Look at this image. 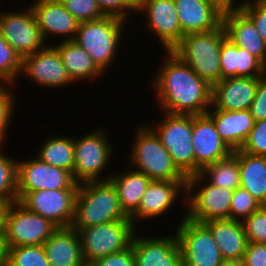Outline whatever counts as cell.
Here are the masks:
<instances>
[{"instance_id": "6da1fadb", "label": "cell", "mask_w": 266, "mask_h": 266, "mask_svg": "<svg viewBox=\"0 0 266 266\" xmlns=\"http://www.w3.org/2000/svg\"><path fill=\"white\" fill-rule=\"evenodd\" d=\"M164 54L159 71L149 81L161 112L206 114L212 105V86L172 51H164Z\"/></svg>"}, {"instance_id": "7a4b0ae2", "label": "cell", "mask_w": 266, "mask_h": 266, "mask_svg": "<svg viewBox=\"0 0 266 266\" xmlns=\"http://www.w3.org/2000/svg\"><path fill=\"white\" fill-rule=\"evenodd\" d=\"M128 218L121 209L117 190L110 180L79 184L72 228L79 230Z\"/></svg>"}, {"instance_id": "3957f363", "label": "cell", "mask_w": 266, "mask_h": 266, "mask_svg": "<svg viewBox=\"0 0 266 266\" xmlns=\"http://www.w3.org/2000/svg\"><path fill=\"white\" fill-rule=\"evenodd\" d=\"M137 126L127 165L151 180H187L156 133L147 124Z\"/></svg>"}, {"instance_id": "277c9868", "label": "cell", "mask_w": 266, "mask_h": 266, "mask_svg": "<svg viewBox=\"0 0 266 266\" xmlns=\"http://www.w3.org/2000/svg\"><path fill=\"white\" fill-rule=\"evenodd\" d=\"M226 37L225 28L221 24L213 31L184 35L172 52L201 79L214 86L221 80L220 50Z\"/></svg>"}, {"instance_id": "5b68a950", "label": "cell", "mask_w": 266, "mask_h": 266, "mask_svg": "<svg viewBox=\"0 0 266 266\" xmlns=\"http://www.w3.org/2000/svg\"><path fill=\"white\" fill-rule=\"evenodd\" d=\"M126 20L114 16L79 23L73 41L87 51L97 67L107 74L112 66L125 32ZM121 39V40H120ZM120 44V45H119Z\"/></svg>"}, {"instance_id": "8992f818", "label": "cell", "mask_w": 266, "mask_h": 266, "mask_svg": "<svg viewBox=\"0 0 266 266\" xmlns=\"http://www.w3.org/2000/svg\"><path fill=\"white\" fill-rule=\"evenodd\" d=\"M106 131V128L104 130V127H100L79 138L74 137L73 179L76 183L109 180V174H102L106 166L110 165L114 148Z\"/></svg>"}, {"instance_id": "52a82bcc", "label": "cell", "mask_w": 266, "mask_h": 266, "mask_svg": "<svg viewBox=\"0 0 266 266\" xmlns=\"http://www.w3.org/2000/svg\"><path fill=\"white\" fill-rule=\"evenodd\" d=\"M159 122L147 124L167 149L174 164L186 176L195 175V157L192 144L193 115L170 114Z\"/></svg>"}, {"instance_id": "ba28073f", "label": "cell", "mask_w": 266, "mask_h": 266, "mask_svg": "<svg viewBox=\"0 0 266 266\" xmlns=\"http://www.w3.org/2000/svg\"><path fill=\"white\" fill-rule=\"evenodd\" d=\"M137 227L132 220L112 221L77 231L85 263L123 251L131 246Z\"/></svg>"}, {"instance_id": "9c48e42d", "label": "cell", "mask_w": 266, "mask_h": 266, "mask_svg": "<svg viewBox=\"0 0 266 266\" xmlns=\"http://www.w3.org/2000/svg\"><path fill=\"white\" fill-rule=\"evenodd\" d=\"M233 193L208 183L200 174L187 177L186 217L199 223L229 219Z\"/></svg>"}, {"instance_id": "30bf717a", "label": "cell", "mask_w": 266, "mask_h": 266, "mask_svg": "<svg viewBox=\"0 0 266 266\" xmlns=\"http://www.w3.org/2000/svg\"><path fill=\"white\" fill-rule=\"evenodd\" d=\"M57 228L49 219L27 210L17 201L6 206L2 240L6 248L43 245Z\"/></svg>"}, {"instance_id": "8fae6325", "label": "cell", "mask_w": 266, "mask_h": 266, "mask_svg": "<svg viewBox=\"0 0 266 266\" xmlns=\"http://www.w3.org/2000/svg\"><path fill=\"white\" fill-rule=\"evenodd\" d=\"M183 211L175 230L183 266H226L210 229L186 217V206Z\"/></svg>"}, {"instance_id": "7c38bea8", "label": "cell", "mask_w": 266, "mask_h": 266, "mask_svg": "<svg viewBox=\"0 0 266 266\" xmlns=\"http://www.w3.org/2000/svg\"><path fill=\"white\" fill-rule=\"evenodd\" d=\"M16 179L18 201L29 191L79 187L69 171L49 165L36 156L29 160L17 161Z\"/></svg>"}, {"instance_id": "4fadbf2b", "label": "cell", "mask_w": 266, "mask_h": 266, "mask_svg": "<svg viewBox=\"0 0 266 266\" xmlns=\"http://www.w3.org/2000/svg\"><path fill=\"white\" fill-rule=\"evenodd\" d=\"M24 8L16 12L0 11V32L22 59L47 45L30 5Z\"/></svg>"}, {"instance_id": "5bb4252c", "label": "cell", "mask_w": 266, "mask_h": 266, "mask_svg": "<svg viewBox=\"0 0 266 266\" xmlns=\"http://www.w3.org/2000/svg\"><path fill=\"white\" fill-rule=\"evenodd\" d=\"M136 12L146 16L144 28L157 37L163 51H172L180 43L182 31L174 0H141Z\"/></svg>"}, {"instance_id": "9a60e30c", "label": "cell", "mask_w": 266, "mask_h": 266, "mask_svg": "<svg viewBox=\"0 0 266 266\" xmlns=\"http://www.w3.org/2000/svg\"><path fill=\"white\" fill-rule=\"evenodd\" d=\"M77 190L29 191L18 202L27 210L49 219L57 227H71Z\"/></svg>"}, {"instance_id": "2e32d148", "label": "cell", "mask_w": 266, "mask_h": 266, "mask_svg": "<svg viewBox=\"0 0 266 266\" xmlns=\"http://www.w3.org/2000/svg\"><path fill=\"white\" fill-rule=\"evenodd\" d=\"M21 74L41 88H61L74 83L57 49L46 45L43 49L23 58Z\"/></svg>"}, {"instance_id": "e0dca14e", "label": "cell", "mask_w": 266, "mask_h": 266, "mask_svg": "<svg viewBox=\"0 0 266 266\" xmlns=\"http://www.w3.org/2000/svg\"><path fill=\"white\" fill-rule=\"evenodd\" d=\"M185 193V194H184ZM187 180H151L140 200L138 208L129 216L132 223L137 227L139 220H152L168 214L171 206L184 194L182 202L186 205ZM180 196V197H179ZM178 199V200H177Z\"/></svg>"}, {"instance_id": "ac0fdd59", "label": "cell", "mask_w": 266, "mask_h": 266, "mask_svg": "<svg viewBox=\"0 0 266 266\" xmlns=\"http://www.w3.org/2000/svg\"><path fill=\"white\" fill-rule=\"evenodd\" d=\"M173 233L142 237L136 232L131 243L136 266H183L178 239Z\"/></svg>"}, {"instance_id": "d6986e66", "label": "cell", "mask_w": 266, "mask_h": 266, "mask_svg": "<svg viewBox=\"0 0 266 266\" xmlns=\"http://www.w3.org/2000/svg\"><path fill=\"white\" fill-rule=\"evenodd\" d=\"M42 38L49 45L50 36L74 40L79 22L59 0H33L30 2ZM65 37V38H64Z\"/></svg>"}, {"instance_id": "ffe728a7", "label": "cell", "mask_w": 266, "mask_h": 266, "mask_svg": "<svg viewBox=\"0 0 266 266\" xmlns=\"http://www.w3.org/2000/svg\"><path fill=\"white\" fill-rule=\"evenodd\" d=\"M192 144L195 174H199L204 166L225 159L233 153L222 140L213 120L207 114L193 115Z\"/></svg>"}, {"instance_id": "44dd1931", "label": "cell", "mask_w": 266, "mask_h": 266, "mask_svg": "<svg viewBox=\"0 0 266 266\" xmlns=\"http://www.w3.org/2000/svg\"><path fill=\"white\" fill-rule=\"evenodd\" d=\"M182 37L217 29L222 24L221 11L209 0H174Z\"/></svg>"}, {"instance_id": "7402d4cb", "label": "cell", "mask_w": 266, "mask_h": 266, "mask_svg": "<svg viewBox=\"0 0 266 266\" xmlns=\"http://www.w3.org/2000/svg\"><path fill=\"white\" fill-rule=\"evenodd\" d=\"M258 85V77H230L212 86V107L227 111L250 109Z\"/></svg>"}, {"instance_id": "603a6c76", "label": "cell", "mask_w": 266, "mask_h": 266, "mask_svg": "<svg viewBox=\"0 0 266 266\" xmlns=\"http://www.w3.org/2000/svg\"><path fill=\"white\" fill-rule=\"evenodd\" d=\"M222 24L227 38L256 57L266 69V41L259 35L253 22L239 9L223 12Z\"/></svg>"}, {"instance_id": "cb8c5ba5", "label": "cell", "mask_w": 266, "mask_h": 266, "mask_svg": "<svg viewBox=\"0 0 266 266\" xmlns=\"http://www.w3.org/2000/svg\"><path fill=\"white\" fill-rule=\"evenodd\" d=\"M206 114L213 120L217 132L233 152L242 148L255 124L249 109L227 111L211 106Z\"/></svg>"}, {"instance_id": "d4e9b609", "label": "cell", "mask_w": 266, "mask_h": 266, "mask_svg": "<svg viewBox=\"0 0 266 266\" xmlns=\"http://www.w3.org/2000/svg\"><path fill=\"white\" fill-rule=\"evenodd\" d=\"M204 224L210 229L226 263L239 264L248 244L242 222L233 219H220L210 220Z\"/></svg>"}, {"instance_id": "484cf974", "label": "cell", "mask_w": 266, "mask_h": 266, "mask_svg": "<svg viewBox=\"0 0 266 266\" xmlns=\"http://www.w3.org/2000/svg\"><path fill=\"white\" fill-rule=\"evenodd\" d=\"M50 266H81L84 264L77 231L58 227L43 244Z\"/></svg>"}, {"instance_id": "4316f807", "label": "cell", "mask_w": 266, "mask_h": 266, "mask_svg": "<svg viewBox=\"0 0 266 266\" xmlns=\"http://www.w3.org/2000/svg\"><path fill=\"white\" fill-rule=\"evenodd\" d=\"M221 80L230 77H261L266 73L264 65L248 51L237 47L229 38L221 43Z\"/></svg>"}, {"instance_id": "83f0119b", "label": "cell", "mask_w": 266, "mask_h": 266, "mask_svg": "<svg viewBox=\"0 0 266 266\" xmlns=\"http://www.w3.org/2000/svg\"><path fill=\"white\" fill-rule=\"evenodd\" d=\"M122 170L111 174L109 180L117 190L122 211L129 217L138 208L151 179L128 165Z\"/></svg>"}, {"instance_id": "f1b7e54d", "label": "cell", "mask_w": 266, "mask_h": 266, "mask_svg": "<svg viewBox=\"0 0 266 266\" xmlns=\"http://www.w3.org/2000/svg\"><path fill=\"white\" fill-rule=\"evenodd\" d=\"M53 46L60 54L62 63L74 84H77L79 81L82 83L85 80H90L91 82V80L94 81L95 78L105 75L93 62L87 51L81 48L75 41H60L55 45L53 44Z\"/></svg>"}, {"instance_id": "f546056e", "label": "cell", "mask_w": 266, "mask_h": 266, "mask_svg": "<svg viewBox=\"0 0 266 266\" xmlns=\"http://www.w3.org/2000/svg\"><path fill=\"white\" fill-rule=\"evenodd\" d=\"M240 186L266 206V157L238 150Z\"/></svg>"}, {"instance_id": "4dcf8cb0", "label": "cell", "mask_w": 266, "mask_h": 266, "mask_svg": "<svg viewBox=\"0 0 266 266\" xmlns=\"http://www.w3.org/2000/svg\"><path fill=\"white\" fill-rule=\"evenodd\" d=\"M35 155L41 161L69 171L73 176L74 136L48 135Z\"/></svg>"}, {"instance_id": "1f68e13d", "label": "cell", "mask_w": 266, "mask_h": 266, "mask_svg": "<svg viewBox=\"0 0 266 266\" xmlns=\"http://www.w3.org/2000/svg\"><path fill=\"white\" fill-rule=\"evenodd\" d=\"M199 174L216 187L234 191L240 187L238 150L225 159L204 166Z\"/></svg>"}, {"instance_id": "d6a6232c", "label": "cell", "mask_w": 266, "mask_h": 266, "mask_svg": "<svg viewBox=\"0 0 266 266\" xmlns=\"http://www.w3.org/2000/svg\"><path fill=\"white\" fill-rule=\"evenodd\" d=\"M2 147L0 145V205L7 206L18 201L17 159H11L6 152L4 154Z\"/></svg>"}, {"instance_id": "836d02e7", "label": "cell", "mask_w": 266, "mask_h": 266, "mask_svg": "<svg viewBox=\"0 0 266 266\" xmlns=\"http://www.w3.org/2000/svg\"><path fill=\"white\" fill-rule=\"evenodd\" d=\"M21 56L8 44L0 32V84L16 85L22 72Z\"/></svg>"}, {"instance_id": "e575fe53", "label": "cell", "mask_w": 266, "mask_h": 266, "mask_svg": "<svg viewBox=\"0 0 266 266\" xmlns=\"http://www.w3.org/2000/svg\"><path fill=\"white\" fill-rule=\"evenodd\" d=\"M6 266H50L43 245L6 248Z\"/></svg>"}, {"instance_id": "d590c367", "label": "cell", "mask_w": 266, "mask_h": 266, "mask_svg": "<svg viewBox=\"0 0 266 266\" xmlns=\"http://www.w3.org/2000/svg\"><path fill=\"white\" fill-rule=\"evenodd\" d=\"M12 86L13 85L10 84H0V145L2 146L6 145L5 141L8 136L7 131L11 130L9 129L11 124L10 121H13L12 118L15 114L13 112L14 110L16 111L15 101H17V99L15 98L16 95H14L13 89L11 88Z\"/></svg>"}, {"instance_id": "8d00e7d4", "label": "cell", "mask_w": 266, "mask_h": 266, "mask_svg": "<svg viewBox=\"0 0 266 266\" xmlns=\"http://www.w3.org/2000/svg\"><path fill=\"white\" fill-rule=\"evenodd\" d=\"M261 206L250 192L240 186L234 190L230 204L229 219L242 221Z\"/></svg>"}, {"instance_id": "74e56055", "label": "cell", "mask_w": 266, "mask_h": 266, "mask_svg": "<svg viewBox=\"0 0 266 266\" xmlns=\"http://www.w3.org/2000/svg\"><path fill=\"white\" fill-rule=\"evenodd\" d=\"M79 23L103 18L105 15L95 0H59Z\"/></svg>"}, {"instance_id": "f35d334b", "label": "cell", "mask_w": 266, "mask_h": 266, "mask_svg": "<svg viewBox=\"0 0 266 266\" xmlns=\"http://www.w3.org/2000/svg\"><path fill=\"white\" fill-rule=\"evenodd\" d=\"M241 222L248 242L266 243V206H261Z\"/></svg>"}, {"instance_id": "ab89813d", "label": "cell", "mask_w": 266, "mask_h": 266, "mask_svg": "<svg viewBox=\"0 0 266 266\" xmlns=\"http://www.w3.org/2000/svg\"><path fill=\"white\" fill-rule=\"evenodd\" d=\"M240 10L253 22L259 35L266 41V0H246Z\"/></svg>"}, {"instance_id": "60d3db41", "label": "cell", "mask_w": 266, "mask_h": 266, "mask_svg": "<svg viewBox=\"0 0 266 266\" xmlns=\"http://www.w3.org/2000/svg\"><path fill=\"white\" fill-rule=\"evenodd\" d=\"M243 152L266 157V120L255 122L242 148Z\"/></svg>"}, {"instance_id": "b9f144b4", "label": "cell", "mask_w": 266, "mask_h": 266, "mask_svg": "<svg viewBox=\"0 0 266 266\" xmlns=\"http://www.w3.org/2000/svg\"><path fill=\"white\" fill-rule=\"evenodd\" d=\"M105 16H114L130 22L136 14V4L132 0H95ZM135 11V12H134ZM131 12V13H130ZM133 12V13H132Z\"/></svg>"}, {"instance_id": "7bdbcfd3", "label": "cell", "mask_w": 266, "mask_h": 266, "mask_svg": "<svg viewBox=\"0 0 266 266\" xmlns=\"http://www.w3.org/2000/svg\"><path fill=\"white\" fill-rule=\"evenodd\" d=\"M249 110L255 122L266 120V73L258 77L255 97Z\"/></svg>"}, {"instance_id": "ee69618b", "label": "cell", "mask_w": 266, "mask_h": 266, "mask_svg": "<svg viewBox=\"0 0 266 266\" xmlns=\"http://www.w3.org/2000/svg\"><path fill=\"white\" fill-rule=\"evenodd\" d=\"M240 266H266V243L248 242Z\"/></svg>"}, {"instance_id": "f6af8a7d", "label": "cell", "mask_w": 266, "mask_h": 266, "mask_svg": "<svg viewBox=\"0 0 266 266\" xmlns=\"http://www.w3.org/2000/svg\"><path fill=\"white\" fill-rule=\"evenodd\" d=\"M93 266H136L133 248H129L95 260Z\"/></svg>"}, {"instance_id": "bcb514c9", "label": "cell", "mask_w": 266, "mask_h": 266, "mask_svg": "<svg viewBox=\"0 0 266 266\" xmlns=\"http://www.w3.org/2000/svg\"><path fill=\"white\" fill-rule=\"evenodd\" d=\"M213 2L221 11L239 10L246 0L237 2L235 0H209Z\"/></svg>"}, {"instance_id": "7dc6e473", "label": "cell", "mask_w": 266, "mask_h": 266, "mask_svg": "<svg viewBox=\"0 0 266 266\" xmlns=\"http://www.w3.org/2000/svg\"><path fill=\"white\" fill-rule=\"evenodd\" d=\"M0 266H6V247L2 239H0Z\"/></svg>"}, {"instance_id": "c3c4849f", "label": "cell", "mask_w": 266, "mask_h": 266, "mask_svg": "<svg viewBox=\"0 0 266 266\" xmlns=\"http://www.w3.org/2000/svg\"><path fill=\"white\" fill-rule=\"evenodd\" d=\"M6 206L0 205V239L3 238V217Z\"/></svg>"}, {"instance_id": "681fc988", "label": "cell", "mask_w": 266, "mask_h": 266, "mask_svg": "<svg viewBox=\"0 0 266 266\" xmlns=\"http://www.w3.org/2000/svg\"><path fill=\"white\" fill-rule=\"evenodd\" d=\"M81 266H93V264L92 263H84Z\"/></svg>"}, {"instance_id": "f907efd6", "label": "cell", "mask_w": 266, "mask_h": 266, "mask_svg": "<svg viewBox=\"0 0 266 266\" xmlns=\"http://www.w3.org/2000/svg\"><path fill=\"white\" fill-rule=\"evenodd\" d=\"M226 266H240L239 264H227Z\"/></svg>"}, {"instance_id": "816d5d0a", "label": "cell", "mask_w": 266, "mask_h": 266, "mask_svg": "<svg viewBox=\"0 0 266 266\" xmlns=\"http://www.w3.org/2000/svg\"><path fill=\"white\" fill-rule=\"evenodd\" d=\"M136 5L141 1V0H132Z\"/></svg>"}]
</instances>
